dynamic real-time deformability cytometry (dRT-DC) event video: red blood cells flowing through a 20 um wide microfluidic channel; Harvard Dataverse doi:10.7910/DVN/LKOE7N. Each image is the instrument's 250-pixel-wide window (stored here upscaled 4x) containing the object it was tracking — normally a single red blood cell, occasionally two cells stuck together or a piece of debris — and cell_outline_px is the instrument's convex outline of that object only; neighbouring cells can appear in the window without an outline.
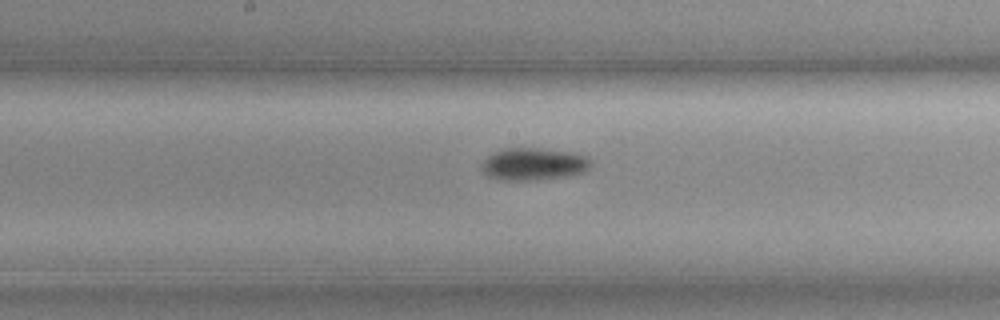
{"species": "common noctule bat (a hibernating species)", "species_latin": "Nyctalus noctula", "temperature_condition": "cold", "stored_images_in_passage": 29, "camera_frame_rate_fps": 3000, "um_per_image_px": 0.085, "animal": {"sex": "female", "body_mass_g": 19.3, "forearm_length_mm": 54.1}, "frame": {"image": 1, "passage_image": 13, "time_ms": 4.0, "image_size_px": [1000, 320], "cell_outline_px": [[592, 164], [584, 172], [568, 176], [528, 180], [504, 180], [488, 176], [480, 168], [480, 164], [488, 156], [504, 148], [540, 148], [568, 152], [588, 156]], "centroid_in_image_um": [45.35, 13.94], "position_along_channel_um": 202.9, "area_um2": 20.46}}